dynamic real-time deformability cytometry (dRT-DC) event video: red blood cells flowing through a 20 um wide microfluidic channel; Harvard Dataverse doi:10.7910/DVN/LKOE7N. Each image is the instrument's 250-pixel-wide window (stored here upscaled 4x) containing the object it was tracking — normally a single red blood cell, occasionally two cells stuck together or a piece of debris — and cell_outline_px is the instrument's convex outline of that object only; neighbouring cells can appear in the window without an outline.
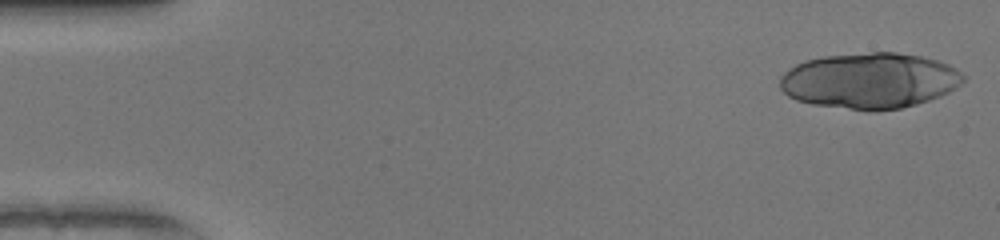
{"species": "human", "species_latin": "Homo sapiens", "temperature_condition": "warm", "stored_images_in_passage": 28, "camera_frame_rate_fps": 3000, "um_per_image_px": 0.085, "donor": {"sex": "female"}, "frame": {"image": 1, "passage_image": 1, "time_ms": 0.0, "image_size_px": [1000, 240], "cell_outline_px": [[964, 80], [956, 88], [940, 96], [916, 104], [900, 108], [876, 112], [872, 112], [812, 104], [796, 100], [788, 96], [780, 88], [780, 76], [784, 72], [796, 64], [804, 60], [824, 56], [872, 52], [896, 52], [920, 56], [936, 60], [948, 64], [956, 68], [964, 76]], "centroid_in_image_um": [73.91, 6.86], "position_along_channel_um": 11.1, "area_um2": 59.82}}
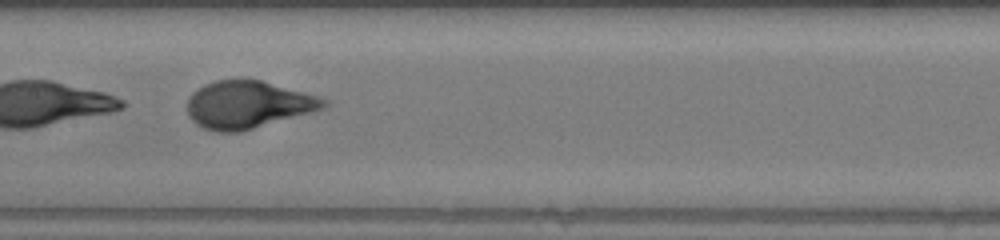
{"frame": {"image": 2, "passage_image": 25, "time_ms": 8.0, "image_size_px": [1000, 240], "cell_outline_px": [[328, 104], [324, 108], [312, 112], [240, 132], [220, 132], [204, 128], [196, 124], [188, 116], [188, 96], [192, 92], [204, 84], [216, 80], [260, 80], [316, 96], [328, 100]], "centroid_in_image_um": [21.04, 8.91], "position_along_channel_um": 186.4, "area_um2": 37.4}}